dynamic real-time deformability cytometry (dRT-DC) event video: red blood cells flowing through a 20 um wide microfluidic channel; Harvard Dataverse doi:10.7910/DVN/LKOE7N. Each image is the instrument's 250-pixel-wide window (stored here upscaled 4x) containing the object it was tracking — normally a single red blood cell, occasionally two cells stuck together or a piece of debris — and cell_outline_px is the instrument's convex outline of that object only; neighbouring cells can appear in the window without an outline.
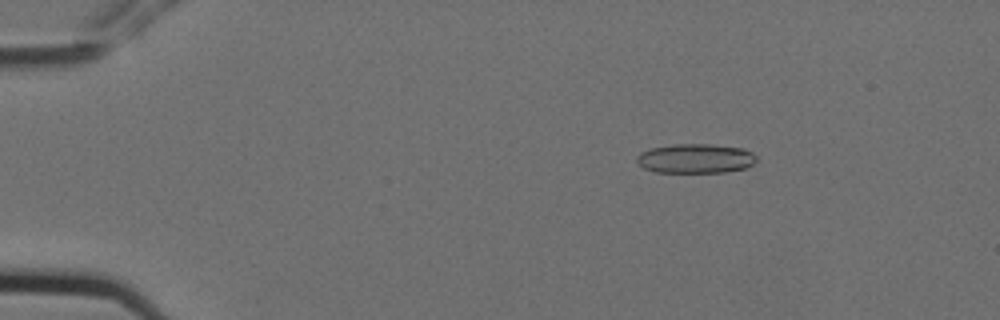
{"species": "Egyptian fruit bat (a non-hibernating species)", "species_latin": "Rousettus aegyptiacus", "temperature_condition": "cold", "stored_images_in_passage": 8, "camera_frame_rate_fps": 3000, "um_per_image_px": 0.085, "animal": {"sex": "female"}, "frame": {"image": 1, "passage_image": 2, "time_ms": 0.333, "image_size_px": [1000, 320], "cell_outline_px": [[756, 160], [752, 164], [744, 168], [724, 172], [656, 172], [644, 168], [636, 160], [636, 156], [640, 152], [652, 148], [672, 144], [708, 144], [744, 148], [752, 152], [756, 156]], "centroid_in_image_um": [59.11, 13.46], "position_along_channel_um": 25.9, "area_um2": 20.46}}
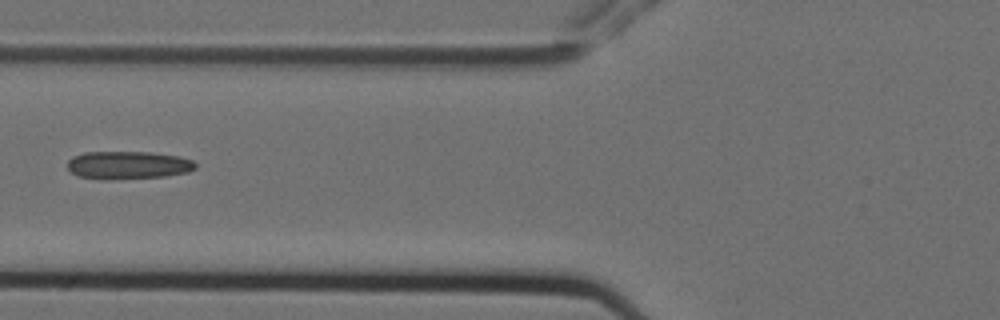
{"frame": {"image": 2, "passage_image": 6, "time_ms": 1.667, "image_size_px": [1000, 320], "cell_outline_px": [[196, 168], [188, 172], [164, 176], [108, 180], [100, 180], [76, 176], [68, 168], [68, 160], [72, 156], [84, 152], [152, 152], [180, 156], [192, 160], [196, 164]], "centroid_in_image_um": [10.86, 14.04], "position_along_channel_um": 114.9, "area_um2": 21.1}}
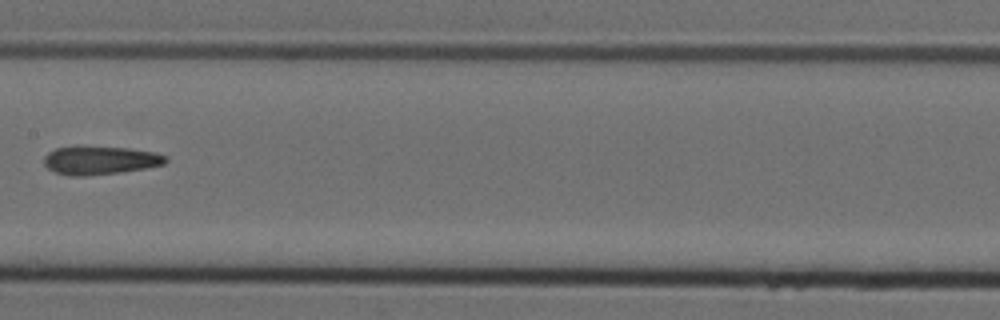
{"frame": {"image": 3, "passage_image": 8, "time_ms": 2.333, "image_size_px": [1000, 320], "cell_outline_px": [[168, 160], [164, 164], [144, 168], [120, 172], [84, 176], [68, 176], [56, 172], [48, 168], [44, 164], [44, 156], [48, 152], [56, 148], [80, 144], [128, 148], [156, 152], [164, 156]], "centroid_in_image_um": [8.45, 13.59], "position_along_channel_um": 198.9, "area_um2": 20.58}}